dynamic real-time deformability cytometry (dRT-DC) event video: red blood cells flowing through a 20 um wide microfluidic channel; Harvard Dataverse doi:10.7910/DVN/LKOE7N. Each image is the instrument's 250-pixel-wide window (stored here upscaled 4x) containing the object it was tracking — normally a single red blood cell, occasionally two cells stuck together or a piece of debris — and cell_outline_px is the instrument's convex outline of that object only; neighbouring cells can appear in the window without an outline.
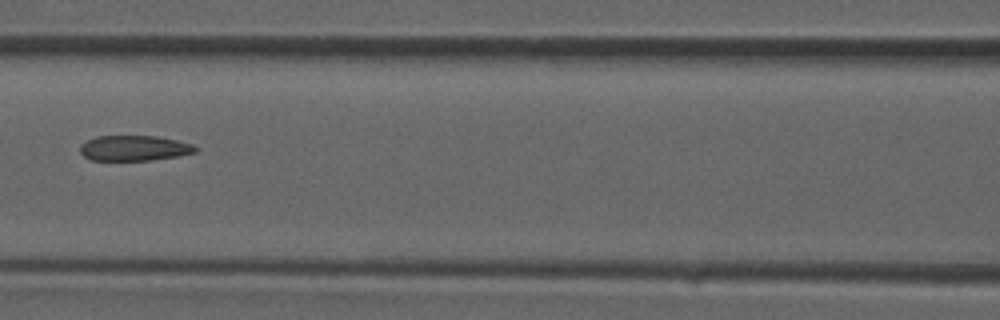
{"species": "common noctule bat (a hibernating species)", "species_latin": "Nyctalus noctula", "temperature_condition": "room temperature", "stored_images_in_passage": 30, "camera_frame_rate_fps": 3000, "um_per_image_px": 0.085, "animal": {"sex": "male", "forearm_length_mm": 52.5}, "frame": {"image": 1, "passage_image": 10, "time_ms": 3.0, "image_size_px": [1000, 320], "cell_outline_px": [[196, 152], [176, 156], [148, 160], [92, 160], [84, 156], [80, 152], [80, 144], [96, 136], [156, 136], [176, 140], [192, 144], [196, 148]], "centroid_in_image_um": [11.37, 12.58], "position_along_channel_um": 155.2, "area_um2": 16.82}}
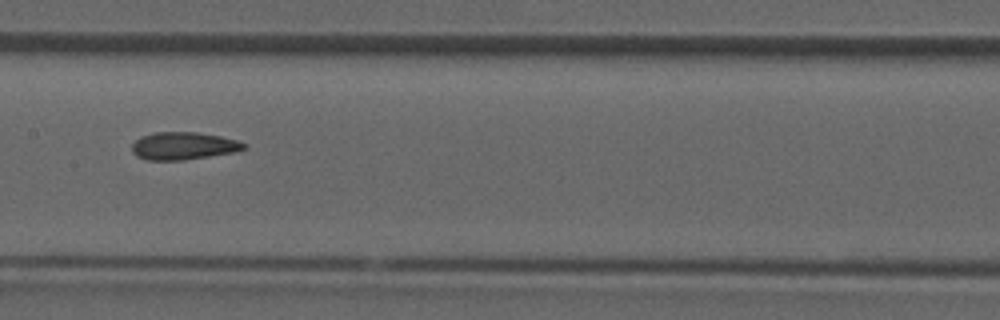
{"frame": {"image": 2, "passage_image": 12, "time_ms": 3.667, "image_size_px": [1000, 320], "cell_outline_px": [[248, 148], [236, 152], [184, 160], [148, 160], [136, 156], [132, 152], [132, 144], [140, 136], [156, 132], [196, 132], [220, 136], [236, 140], [248, 144]], "centroid_in_image_um": [15.61, 12.4], "position_along_channel_um": 191.8, "area_um2": 18.15}}